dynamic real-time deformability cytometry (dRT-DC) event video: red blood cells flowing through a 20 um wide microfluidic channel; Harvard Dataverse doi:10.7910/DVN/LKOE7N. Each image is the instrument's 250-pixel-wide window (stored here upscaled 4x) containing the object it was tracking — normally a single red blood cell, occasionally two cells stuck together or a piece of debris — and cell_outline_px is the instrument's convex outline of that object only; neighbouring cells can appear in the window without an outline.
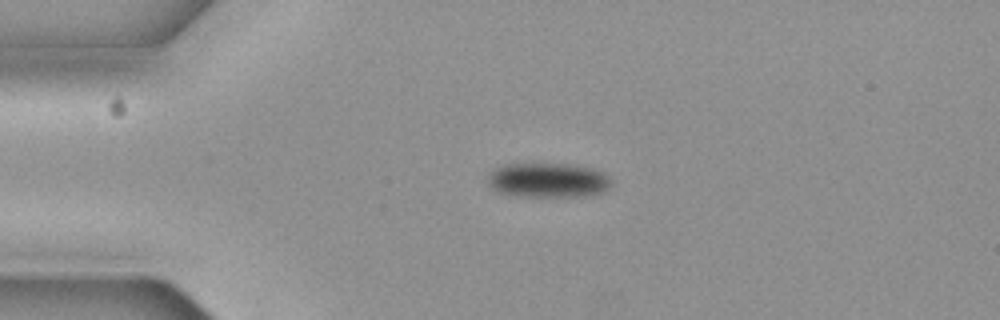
{"species": "common noctule bat (a hibernating species)", "species_latin": "Nyctalus noctula", "temperature_condition": "cold", "stored_images_in_passage": 3, "camera_frame_rate_fps": 3000, "um_per_image_px": 0.085, "animal": {"sex": "female", "body_mass_g": 19.3, "forearm_length_mm": 54.1}, "frame": {"image": 1, "passage_image": 2, "time_ms": 0.333, "image_size_px": [1000, 320], "cell_outline_px": [[612, 188], [604, 192], [584, 196], [516, 196], [500, 192], [492, 188], [488, 184], [488, 176], [496, 168], [508, 164], [572, 164], [596, 168], [604, 172], [612, 180]], "centroid_in_image_um": [46.67, 15.32], "position_along_channel_um": 38.3, "area_um2": 25.14}}